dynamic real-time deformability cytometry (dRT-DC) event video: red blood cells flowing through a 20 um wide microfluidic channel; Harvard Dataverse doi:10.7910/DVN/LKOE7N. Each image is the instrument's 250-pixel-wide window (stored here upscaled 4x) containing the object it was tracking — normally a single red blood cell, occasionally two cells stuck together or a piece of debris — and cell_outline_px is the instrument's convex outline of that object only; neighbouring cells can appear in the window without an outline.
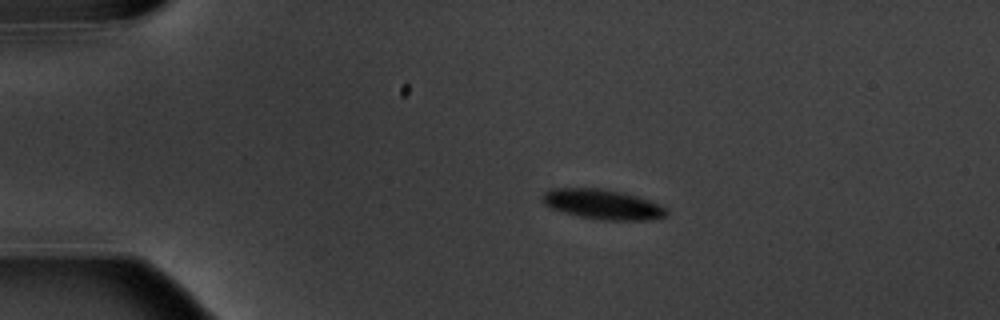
{"species": "common noctule bat (a hibernating species)", "species_latin": "Nyctalus noctula", "temperature_condition": "warm", "stored_images_in_passage": 10, "camera_frame_rate_fps": 3000, "um_per_image_px": 0.085, "animal": {"sex": "male", "body_mass_g": 20.1, "forearm_length_mm": 53.5}, "frame": {"image": 1, "passage_image": 2, "time_ms": 1.333, "image_size_px": [1000, 320], "cell_outline_px": [[668, 216], [652, 220], [600, 220], [580, 216], [564, 212], [552, 208], [544, 204], [544, 192], [556, 188], [600, 188], [620, 192], [636, 196], [660, 204], [668, 208]], "centroid_in_image_um": [51.3, 17.38], "position_along_channel_um": 33.7, "area_um2": 21.5}}
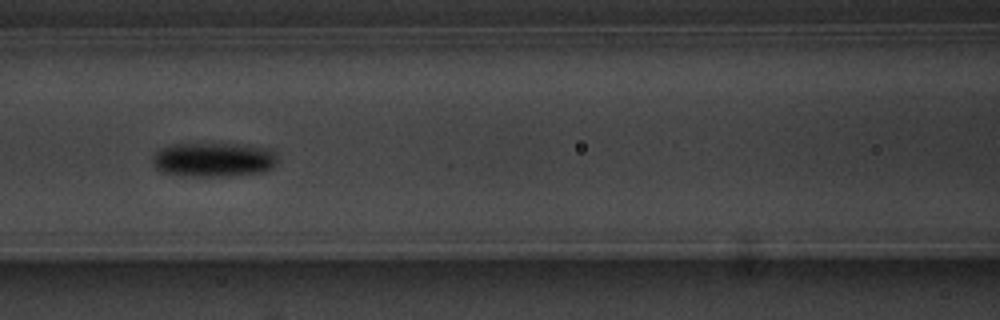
{"frame": {"image": 2, "passage_image": 6, "time_ms": 6.0, "image_size_px": [1000, 320], "cell_outline_px": [[276, 164], [272, 168], [264, 172], [232, 176], [180, 176], [160, 172], [152, 164], [152, 156], [160, 148], [172, 144], [236, 144], [268, 148], [276, 152]], "centroid_in_image_um": [18.13, 13.58], "position_along_channel_um": 148.5, "area_um2": 25.37}}
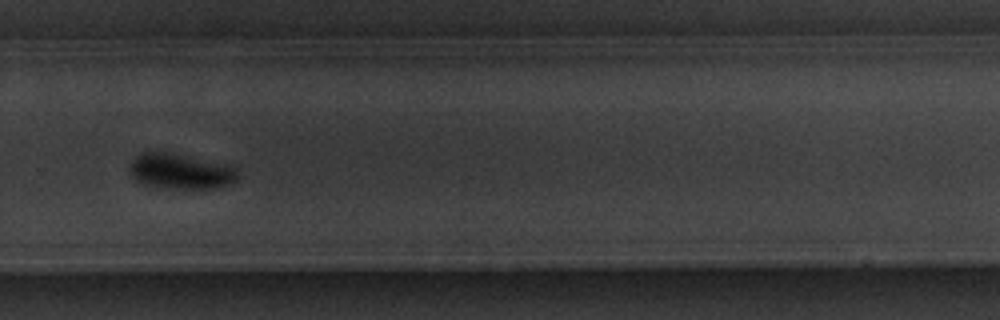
{"frame": {"image": 3, "passage_image": 10, "time_ms": 10.667, "image_size_px": [1000, 320], "cell_outline_px": [[236, 180], [228, 184], [216, 188], [168, 188], [144, 184], [136, 180], [128, 172], [128, 164], [136, 156], [144, 152], [168, 152], [232, 164], [236, 168]], "centroid_in_image_um": [15.33, 14.54], "position_along_channel_um": 314.5, "area_um2": 22.43}}